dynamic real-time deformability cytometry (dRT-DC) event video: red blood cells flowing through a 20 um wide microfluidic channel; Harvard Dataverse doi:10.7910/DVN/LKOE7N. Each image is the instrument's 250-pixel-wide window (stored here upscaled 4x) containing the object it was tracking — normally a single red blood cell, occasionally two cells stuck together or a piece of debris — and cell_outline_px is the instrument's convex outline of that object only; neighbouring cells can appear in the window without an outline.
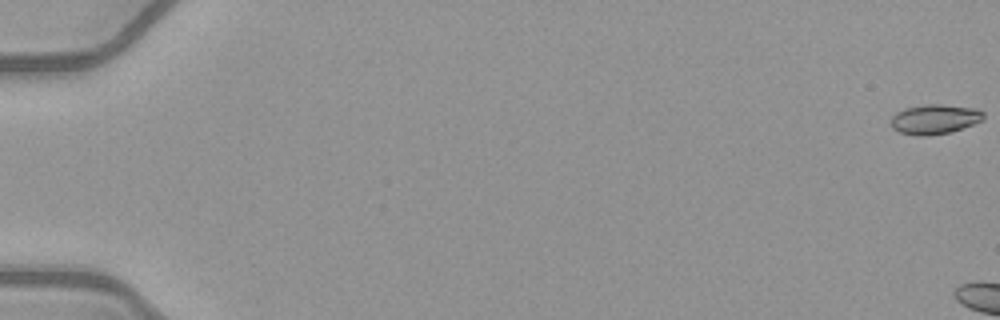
{"species": "common noctule bat (a hibernating species)", "species_latin": "Nyctalus noctula", "temperature_condition": "warm", "stored_images_in_passage": 5, "camera_frame_rate_fps": 3000, "um_per_image_px": 0.085, "animal": {"sex": "female", "body_mass_g": 21.9}, "frame": {"image": 1, "passage_image": 1, "time_ms": 0.0, "image_size_px": [1000, 320], "cell_outline_px": [[984, 120], [952, 132], [928, 136], [916, 136], [900, 132], [892, 128], [892, 116], [896, 112], [904, 108], [924, 104], [940, 104], [976, 108], [984, 112]], "centroid_in_image_um": [79.46, 10.13], "position_along_channel_um": 5.5, "area_um2": 16.24}}